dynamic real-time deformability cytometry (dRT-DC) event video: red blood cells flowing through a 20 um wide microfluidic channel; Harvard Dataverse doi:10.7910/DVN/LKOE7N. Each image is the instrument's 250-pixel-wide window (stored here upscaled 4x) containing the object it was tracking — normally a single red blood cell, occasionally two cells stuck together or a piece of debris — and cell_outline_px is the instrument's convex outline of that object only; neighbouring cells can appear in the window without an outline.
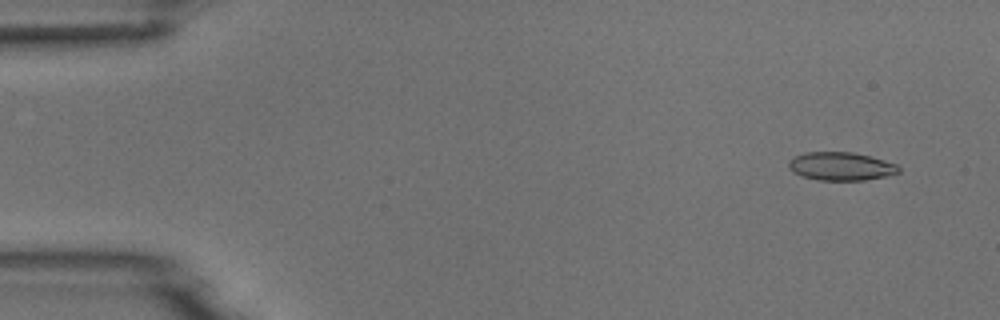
{"species": "common noctule bat (a hibernating species)", "species_latin": "Nyctalus noctula", "temperature_condition": "room temperature", "stored_images_in_passage": 53, "camera_frame_rate_fps": 3000, "um_per_image_px": 0.085, "animal": {"sex": "male", "body_mass_g": 18.8}, "frame": {"image": 1, "passage_image": 4, "time_ms": 1.0, "image_size_px": [1000, 320], "cell_outline_px": [[900, 172], [884, 176], [864, 180], [816, 180], [792, 172], [788, 168], [788, 160], [804, 152], [852, 152], [884, 160], [896, 164], [900, 168]], "centroid_in_image_um": [71.44, 14.13], "position_along_channel_um": 13.6, "area_um2": 18.03}}
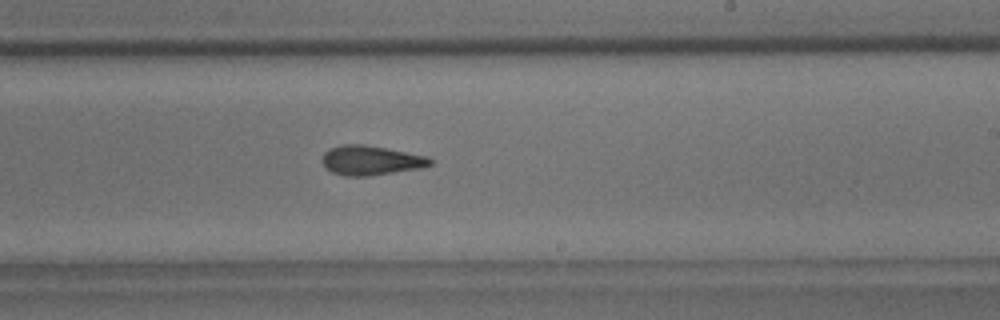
{"frame": {"image": 2, "passage_image": 32, "time_ms": 10.333, "image_size_px": [1000, 320], "cell_outline_px": [[432, 164], [424, 168], [368, 176], [344, 176], [332, 172], [324, 168], [320, 160], [324, 152], [328, 148], [340, 144], [364, 144], [428, 156], [432, 160]], "centroid_in_image_um": [31.48, 13.63], "position_along_channel_um": 257.5, "area_um2": 18.96}}
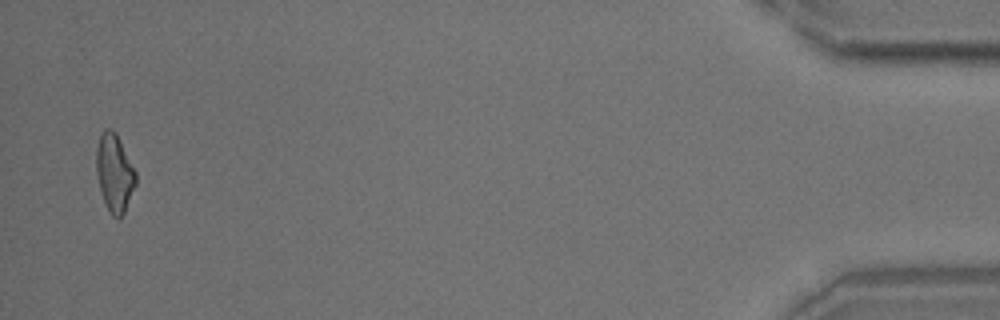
{"frame": {"image": 3, "passage_image": 52, "time_ms": 17.0, "image_size_px": [1000, 320], "cell_outline_px": [[136, 184], [124, 212], [120, 220], [112, 216], [100, 192], [96, 172], [96, 148], [100, 136], [104, 128], [112, 128], [116, 132], [136, 172]], "centroid_in_image_um": [9.72, 14.68], "position_along_channel_um": 425.5, "area_um2": 17.92}}